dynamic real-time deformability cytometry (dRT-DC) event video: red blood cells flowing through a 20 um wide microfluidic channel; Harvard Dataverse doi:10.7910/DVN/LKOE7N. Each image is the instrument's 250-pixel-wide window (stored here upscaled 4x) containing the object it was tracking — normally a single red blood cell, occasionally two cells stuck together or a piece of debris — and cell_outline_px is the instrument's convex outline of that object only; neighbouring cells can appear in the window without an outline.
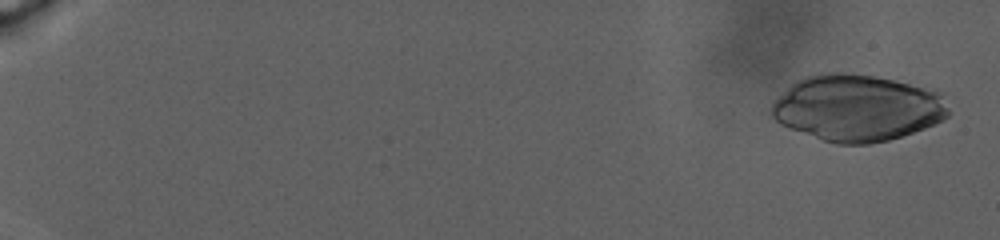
{"species": "human", "species_latin": "Homo sapiens", "temperature_condition": "warm", "stored_images_in_passage": 80, "camera_frame_rate_fps": 3000, "um_per_image_px": 0.085, "donor": {"sex": "male"}, "frame": {"image": 1, "passage_image": 5, "time_ms": 1.0, "image_size_px": [1000, 240], "cell_outline_px": [[948, 116], [924, 128], [888, 140], [868, 144], [836, 144], [788, 128], [780, 124], [772, 116], [772, 104], [792, 84], [808, 76], [820, 72], [840, 72], [876, 76], [940, 92], [948, 108]], "centroid_in_image_um": [72.84, 9.18], "position_along_channel_um": 12.2, "area_um2": 67.68}}
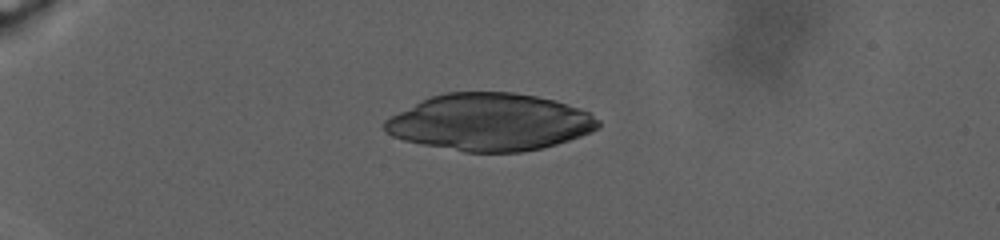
{"frame": {"image": 2, "passage_image": 44, "time_ms": 9.667, "image_size_px": [1000, 240], "cell_outline_px": [[600, 124], [596, 128], [580, 136], [556, 144], [540, 148], [520, 152], [464, 152], [404, 140], [392, 136], [384, 128], [384, 120], [432, 96], [448, 92], [512, 92], [536, 96], [556, 100], [580, 108], [588, 112], [600, 120]], "centroid_in_image_um": [41.67, 10.38], "position_along_channel_um": 43.3, "area_um2": 70.34}}